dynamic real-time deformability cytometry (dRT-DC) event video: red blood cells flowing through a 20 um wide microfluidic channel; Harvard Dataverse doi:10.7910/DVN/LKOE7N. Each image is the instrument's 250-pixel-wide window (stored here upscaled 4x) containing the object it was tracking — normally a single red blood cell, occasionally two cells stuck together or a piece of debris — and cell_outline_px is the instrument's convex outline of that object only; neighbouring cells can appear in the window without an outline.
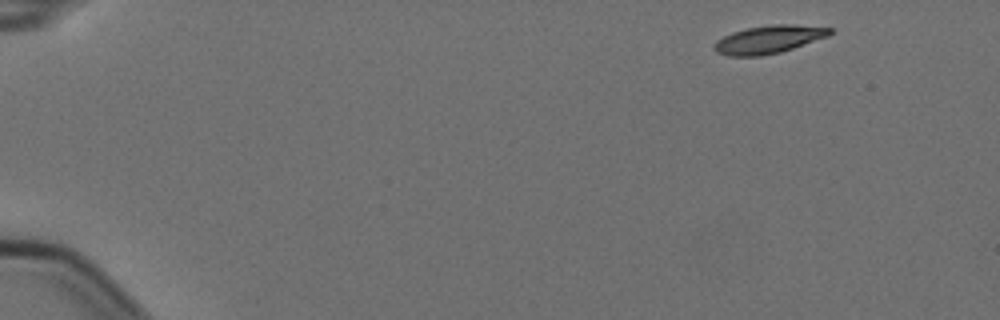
{"species": "Egyptian fruit bat (a non-hibernating species)", "species_latin": "Rousettus aegyptiacus", "temperature_condition": "cold", "stored_images_in_passage": 4, "camera_frame_rate_fps": 3000, "um_per_image_px": 0.085, "animal": {"sex": "female"}, "frame": {"image": 1, "passage_image": 1, "time_ms": 0.0, "image_size_px": [1000, 320], "cell_outline_px": [[832, 32], [828, 36], [780, 52], [760, 56], [728, 56], [716, 52], [712, 48], [712, 44], [716, 40], [732, 32], [748, 28], [772, 24], [792, 24], [832, 28]], "centroid_in_image_um": [65.28, 3.35], "position_along_channel_um": 19.7, "area_um2": 18.79}}
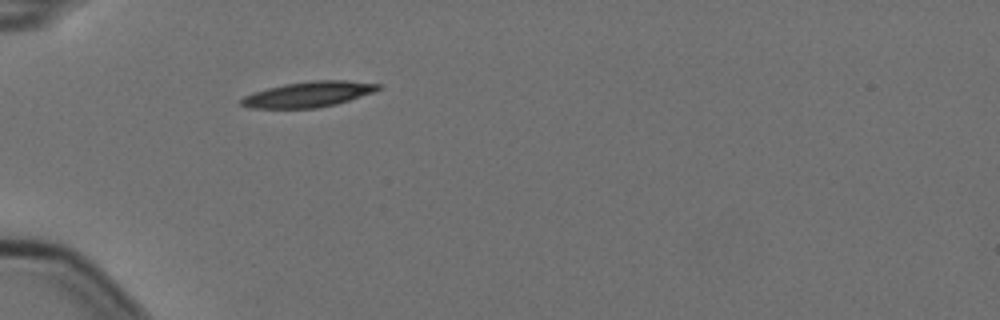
{"frame": {"image": 2, "passage_image": 4, "time_ms": 1.0, "image_size_px": [1000, 320], "cell_outline_px": [[384, 84], [380, 88], [372, 92], [336, 104], [316, 108], [248, 108], [240, 104], [240, 100], [244, 96], [252, 92], [284, 84], [312, 80], [348, 80]], "centroid_in_image_um": [26.2, 8.01], "position_along_channel_um": 58.8, "area_um2": 20.35}}